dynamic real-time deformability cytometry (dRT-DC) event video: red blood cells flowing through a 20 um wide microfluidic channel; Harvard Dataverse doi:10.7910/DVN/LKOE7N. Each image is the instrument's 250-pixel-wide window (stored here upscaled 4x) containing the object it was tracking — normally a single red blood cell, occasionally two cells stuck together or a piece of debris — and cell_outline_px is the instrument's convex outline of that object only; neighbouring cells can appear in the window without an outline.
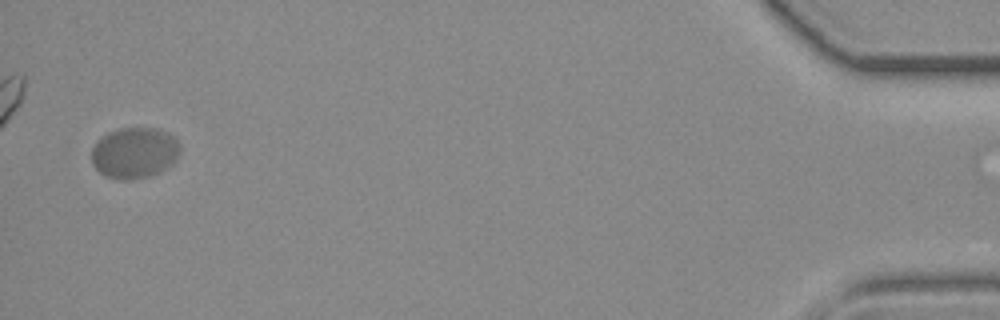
{"species": "common noctule bat (a hibernating species)", "species_latin": "Nyctalus noctula", "temperature_condition": "room temperature", "stored_images_in_passage": 35, "camera_frame_rate_fps": 3000, "um_per_image_px": 0.085, "animal": {"sex": "female", "body_mass_g": 19.3, "forearm_length_mm": 54.1}, "frame": {"image": 1, "passage_image": 34, "time_ms": 11.0, "image_size_px": [1000, 320], "cell_outline_px": [[180, 152], [176, 160], [172, 164], [160, 172], [148, 176], [132, 180], [120, 180], [104, 176], [92, 164], [92, 148], [96, 140], [108, 132], [120, 128], [156, 128], [168, 132], [180, 144]], "centroid_in_image_um": [11.42, 12.99], "position_along_channel_um": 423.8, "area_um2": 26.59}}